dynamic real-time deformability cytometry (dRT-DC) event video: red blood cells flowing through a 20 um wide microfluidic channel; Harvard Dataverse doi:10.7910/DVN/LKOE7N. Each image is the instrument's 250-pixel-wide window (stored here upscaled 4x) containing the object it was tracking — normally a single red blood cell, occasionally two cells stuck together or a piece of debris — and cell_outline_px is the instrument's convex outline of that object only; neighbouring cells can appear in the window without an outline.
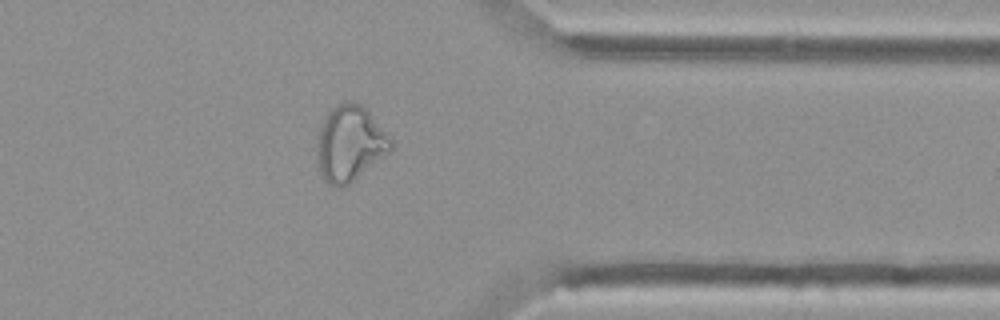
{"species": "Egyptian fruit bat (a non-hibernating species)", "species_latin": "Rousettus aegyptiacus", "temperature_condition": "cold", "stored_images_in_passage": 41, "camera_frame_rate_fps": 3000, "um_per_image_px": 0.085, "animal": {"sex": "female"}, "frame": {"image": 1, "passage_image": 30, "time_ms": 9.667, "image_size_px": [1000, 320], "cell_outline_px": [[392, 152], [348, 184], [340, 188], [336, 188], [328, 184], [324, 180], [316, 168], [316, 136], [320, 124], [328, 112], [336, 104], [344, 100], [348, 100], [360, 104], [368, 112], [392, 140]], "centroid_in_image_um": [29.68, 12.23], "position_along_channel_um": 381.7, "area_um2": 33.12}, "authors_computed_cell_mechanics": {"area_um2": 29.1312, "velocity_mm_per_s": 3.7916, "shape_relaxation_time_tau1_ms": null, "shape_relaxation_time_tau2_ms": 3.0206, "deformation_change_tau1": null, "deformation_change_tau2": 0.1314}}